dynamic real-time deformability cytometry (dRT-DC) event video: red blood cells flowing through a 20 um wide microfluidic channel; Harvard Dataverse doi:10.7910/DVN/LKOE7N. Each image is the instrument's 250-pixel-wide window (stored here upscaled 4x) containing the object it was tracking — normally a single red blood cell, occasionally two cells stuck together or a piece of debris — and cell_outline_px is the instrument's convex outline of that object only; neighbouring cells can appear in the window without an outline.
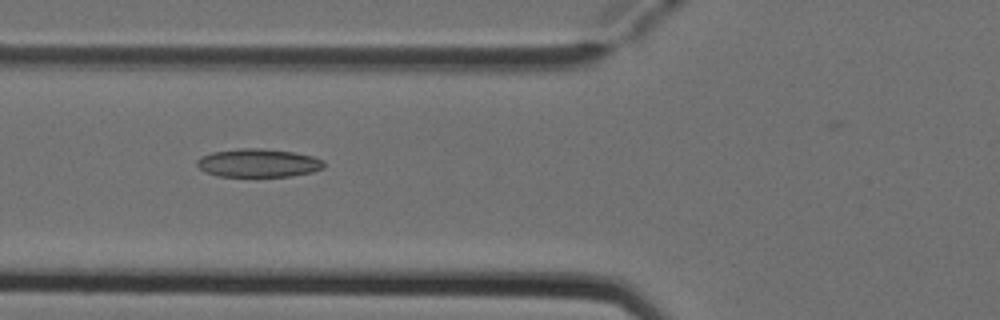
{"species": "Egyptian fruit bat (a non-hibernating species)", "species_latin": "Rousettus aegyptiacus", "temperature_condition": "cold", "stored_images_in_passage": 4, "camera_frame_rate_fps": 3000, "um_per_image_px": 0.085, "animal": {"sex": "female"}, "frame": {"image": 1, "passage_image": 3, "time_ms": 0.667, "image_size_px": [1000, 320], "cell_outline_px": [[324, 168], [312, 172], [288, 176], [216, 176], [204, 172], [196, 164], [196, 160], [200, 156], [212, 152], [240, 148], [260, 148], [292, 152], [312, 156], [324, 160]], "centroid_in_image_um": [21.92, 13.85], "position_along_channel_um": 103.9, "area_um2": 20.98}}
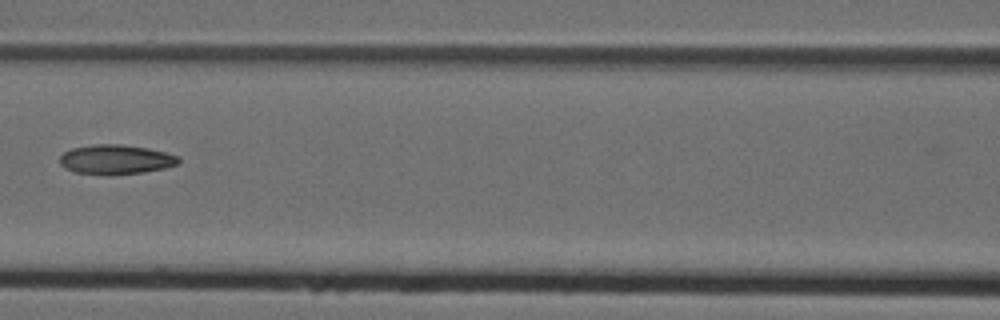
{"frame": {"image": 2, "passage_image": 4, "time_ms": 1.0, "image_size_px": [1000, 320], "cell_outline_px": [[180, 164], [164, 168], [144, 172], [112, 176], [108, 176], [76, 172], [64, 168], [60, 164], [60, 156], [64, 152], [72, 148], [92, 144], [120, 144], [148, 148], [180, 156]], "centroid_in_image_um": [9.85, 13.57], "position_along_channel_um": 156.8, "area_um2": 20.81}}